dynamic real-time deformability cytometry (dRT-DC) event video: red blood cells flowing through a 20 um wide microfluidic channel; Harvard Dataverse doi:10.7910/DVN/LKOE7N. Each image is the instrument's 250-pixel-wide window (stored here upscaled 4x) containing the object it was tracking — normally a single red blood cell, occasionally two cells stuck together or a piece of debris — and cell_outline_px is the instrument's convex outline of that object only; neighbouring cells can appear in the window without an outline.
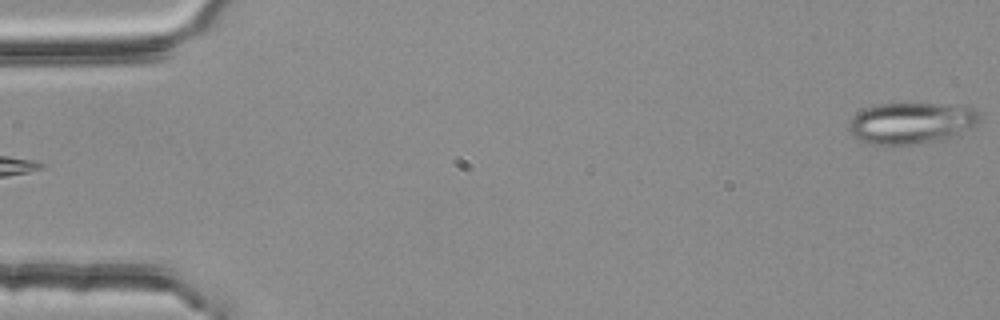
{"species": "common noctule bat (a hibernating species)", "species_latin": "Nyctalus noctula", "temperature_condition": "room temperature", "stored_images_in_passage": 5, "camera_frame_rate_fps": 3000, "um_per_image_px": 0.085, "animal": {"sex": "female", "body_mass_g": 25.1}, "frame": {"image": 1, "passage_image": 5, "time_ms": 1.333, "image_size_px": [1000, 320], "cell_outline_px": [[980, 120], [972, 128], [952, 136], [940, 140], [916, 144], [868, 144], [856, 140], [848, 132], [848, 124], [852, 116], [856, 112], [864, 108], [876, 104], [904, 100], [976, 108], [980, 116]], "centroid_in_image_um": [77.39, 10.41], "position_along_channel_um": 7.6, "area_um2": 32.66}}